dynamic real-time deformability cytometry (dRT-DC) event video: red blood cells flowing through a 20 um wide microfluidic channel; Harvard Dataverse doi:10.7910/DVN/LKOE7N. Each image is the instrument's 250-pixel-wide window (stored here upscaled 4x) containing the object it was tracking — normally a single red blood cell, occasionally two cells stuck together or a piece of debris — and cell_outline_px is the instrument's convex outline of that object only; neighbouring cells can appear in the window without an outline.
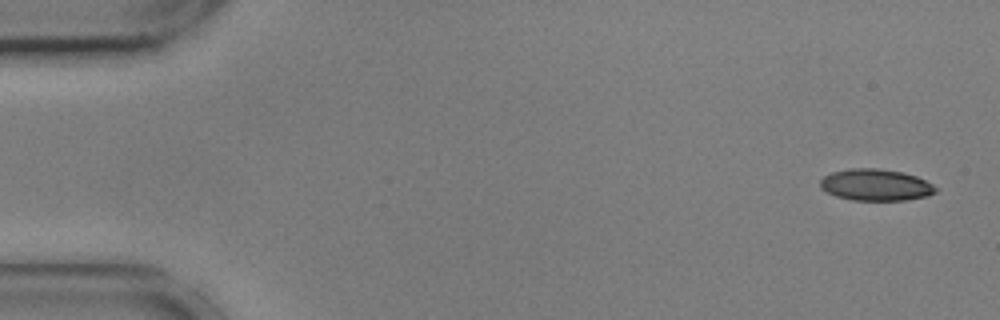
{"species": "common noctule bat (a hibernating species)", "species_latin": "Nyctalus noctula", "temperature_condition": "cold", "stored_images_in_passage": 10, "camera_frame_rate_fps": 3000, "um_per_image_px": 0.085, "animal": {"sex": "male", "body_mass_g": 17.9, "forearm_length_mm": 54.2}, "frame": {"image": 1, "passage_image": 1, "time_ms": 0.0, "image_size_px": [1000, 320], "cell_outline_px": [[936, 192], [928, 196], [908, 200], [852, 200], [836, 196], [820, 188], [820, 180], [824, 176], [832, 172], [848, 168], [876, 168], [904, 172], [916, 176], [932, 184], [936, 188]], "centroid_in_image_um": [74.43, 15.71], "position_along_channel_um": 10.6, "area_um2": 21.33}}